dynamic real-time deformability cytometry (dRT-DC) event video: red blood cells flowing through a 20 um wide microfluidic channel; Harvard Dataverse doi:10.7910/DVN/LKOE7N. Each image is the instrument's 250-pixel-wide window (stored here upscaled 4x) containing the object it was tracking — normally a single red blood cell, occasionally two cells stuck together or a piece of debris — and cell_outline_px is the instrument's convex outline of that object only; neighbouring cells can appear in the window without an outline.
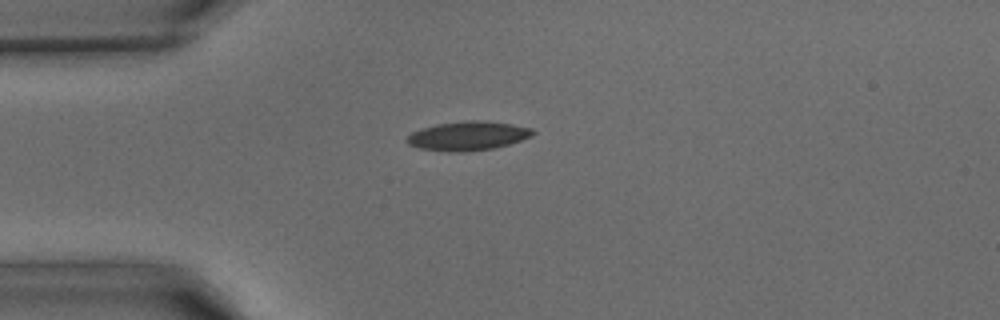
{"species": "common noctule bat (a hibernating species)", "species_latin": "Nyctalus noctula", "temperature_condition": "warm", "stored_images_in_passage": 32, "camera_frame_rate_fps": 3000, "um_per_image_px": 0.085, "animal": {"sex": "male", "body_mass_g": 15.6}, "frame": {"image": 1, "passage_image": 1, "time_ms": 0.0, "image_size_px": [1000, 320], "cell_outline_px": [[536, 132], [532, 136], [496, 148], [468, 152], [448, 152], [420, 148], [408, 144], [404, 140], [412, 132], [420, 128], [436, 124], [468, 120], [476, 120], [512, 124], [532, 128]], "centroid_in_image_um": [39.75, 11.56], "position_along_channel_um": 45.2, "area_um2": 21.44}}
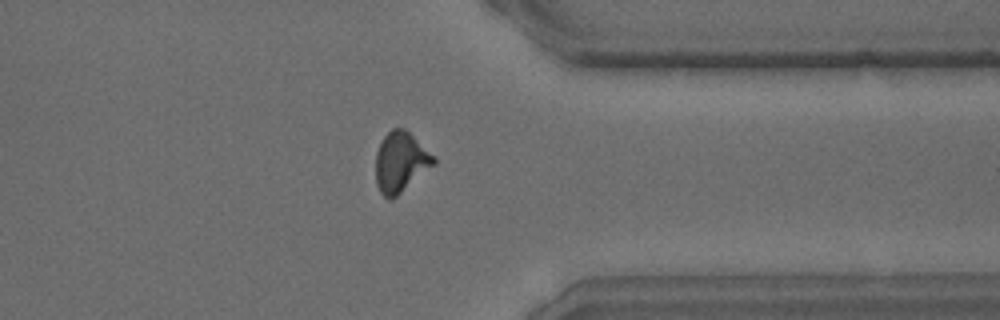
{"frame": {"image": 2, "passage_image": 23, "time_ms": 7.333, "image_size_px": [1000, 320], "cell_outline_px": [[436, 164], [392, 200], [388, 200], [380, 192], [376, 184], [376, 152], [384, 136], [392, 128], [404, 128], [436, 156]], "centroid_in_image_um": [34.07, 13.79], "position_along_channel_um": 377.3, "area_um2": 20.52}}
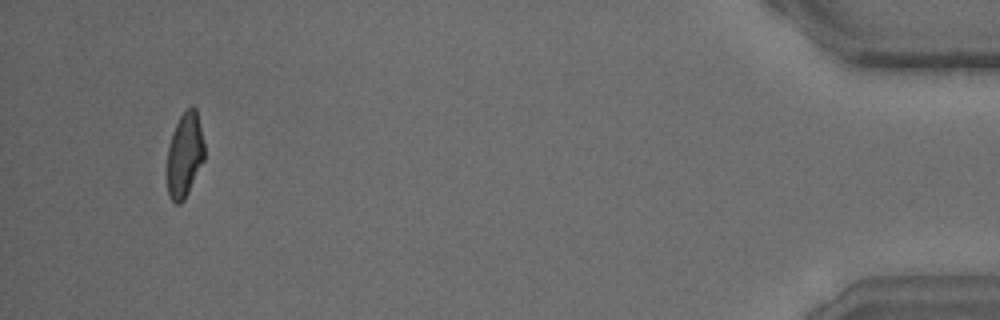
{"frame": {"image": 3, "passage_image": 30, "time_ms": 9.667, "image_size_px": [1000, 320], "cell_outline_px": [[204, 160], [184, 200], [180, 204], [176, 204], [168, 196], [164, 172], [168, 144], [172, 132], [180, 116], [188, 108], [196, 108], [204, 144]], "centroid_in_image_um": [15.63, 13.24], "position_along_channel_um": 419.6, "area_um2": 18.9}}